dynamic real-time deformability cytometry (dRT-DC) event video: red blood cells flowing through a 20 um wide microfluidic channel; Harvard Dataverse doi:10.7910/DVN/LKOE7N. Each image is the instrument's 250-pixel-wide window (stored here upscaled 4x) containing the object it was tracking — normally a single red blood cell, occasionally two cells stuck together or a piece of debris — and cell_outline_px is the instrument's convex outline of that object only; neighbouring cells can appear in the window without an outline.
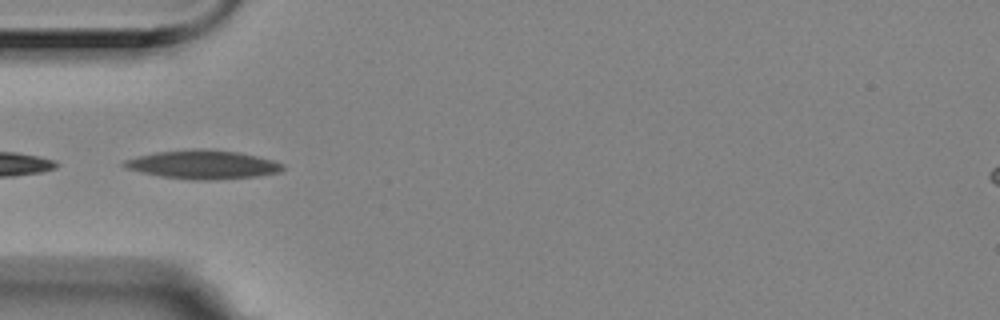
{"species": "Egyptian fruit bat (a non-hibernating species)", "species_latin": "Rousettus aegyptiacus", "temperature_condition": "room temperature", "stored_images_in_passage": 12, "camera_frame_rate_fps": 3000, "um_per_image_px": 0.085, "animal": {"sex": "female"}, "frame": {"image": 1, "passage_image": 9, "time_ms": 2.667, "image_size_px": [1000, 320], "cell_outline_px": [[284, 168], [280, 172], [256, 176], [212, 180], [192, 180], [160, 176], [140, 172], [128, 168], [120, 164], [124, 160], [156, 152], [192, 148], [196, 148], [240, 152], [272, 160], [280, 164]], "centroid_in_image_um": [17.21, 13.99], "position_along_channel_um": 67.8, "area_um2": 26.36}}